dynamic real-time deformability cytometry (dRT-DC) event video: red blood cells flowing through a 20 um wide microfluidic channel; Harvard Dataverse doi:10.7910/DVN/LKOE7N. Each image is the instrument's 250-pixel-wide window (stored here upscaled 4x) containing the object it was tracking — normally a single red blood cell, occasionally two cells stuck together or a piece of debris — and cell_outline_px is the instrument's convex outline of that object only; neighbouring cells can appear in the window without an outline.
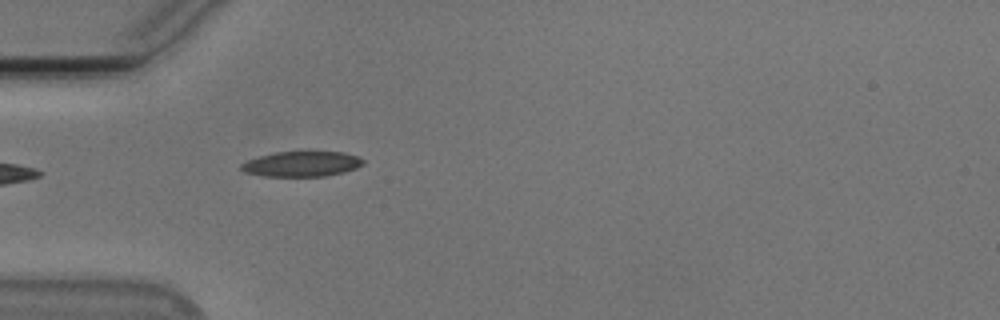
{"species": "Egyptian fruit bat (a non-hibernating species)", "species_latin": "Rousettus aegyptiacus", "temperature_condition": "cold", "stored_images_in_passage": 34, "camera_frame_rate_fps": 3000, "um_per_image_px": 0.085, "animal": {"sex": "male"}, "frame": {"image": 1, "passage_image": 1, "time_ms": 0.0, "image_size_px": [1000, 320], "cell_outline_px": [[364, 164], [356, 168], [344, 172], [324, 176], [264, 176], [244, 172], [240, 168], [240, 164], [248, 160], [260, 156], [276, 152], [304, 148], [308, 148], [344, 152], [356, 156], [364, 160]], "centroid_in_image_um": [25.68, 13.88], "position_along_channel_um": 59.3, "area_um2": 18.84}, "authors_computed_cell_mechanics": {"area_um2": 17.8024, "velocity_mm_per_s": 3.79, "shape_relaxation_time_tau1_ms": 3.7717, "shape_relaxation_time_tau2_ms": 3.1925, "deformation_change_tau1": 0.1359, "deformation_change_tau2": 0.0961}}